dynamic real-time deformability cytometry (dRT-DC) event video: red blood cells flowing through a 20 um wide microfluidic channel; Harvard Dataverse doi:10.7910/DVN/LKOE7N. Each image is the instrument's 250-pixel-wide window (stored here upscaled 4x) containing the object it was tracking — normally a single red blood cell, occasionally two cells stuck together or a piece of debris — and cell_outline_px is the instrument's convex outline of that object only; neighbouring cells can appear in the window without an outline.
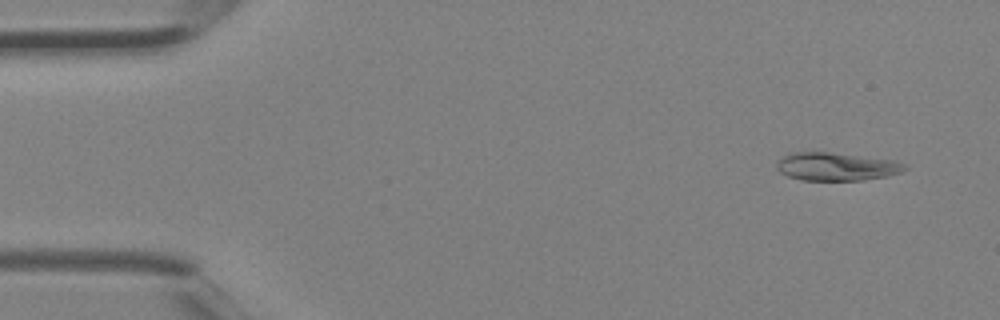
{"species": "Egyptian fruit bat (a non-hibernating species)", "species_latin": "Rousettus aegyptiacus", "temperature_condition": "room temperature", "stored_images_in_passage": 3, "camera_frame_rate_fps": 3000, "um_per_image_px": 0.085, "animal": {"sex": "female"}, "frame": {"image": 1, "passage_image": 1, "time_ms": 0.0, "image_size_px": [1000, 320], "cell_outline_px": [[908, 168], [900, 172], [888, 176], [864, 180], [800, 180], [788, 176], [780, 172], [776, 168], [776, 164], [784, 156], [792, 152], [828, 152], [896, 160], [908, 164]], "centroid_in_image_um": [71.14, 14.16], "position_along_channel_um": 13.9, "area_um2": 21.04}}